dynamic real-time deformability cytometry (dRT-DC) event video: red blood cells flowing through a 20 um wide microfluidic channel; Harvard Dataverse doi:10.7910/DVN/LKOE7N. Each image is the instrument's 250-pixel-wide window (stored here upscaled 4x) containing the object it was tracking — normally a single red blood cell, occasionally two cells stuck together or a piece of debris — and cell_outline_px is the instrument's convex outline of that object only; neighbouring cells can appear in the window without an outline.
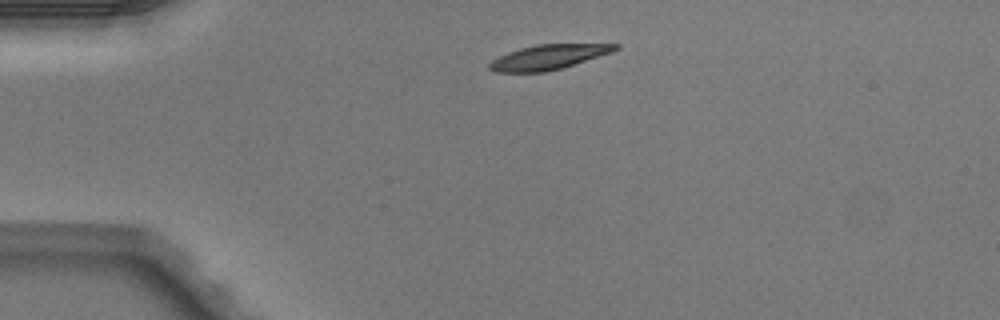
{"species": "Egyptian fruit bat (a non-hibernating species)", "species_latin": "Rousettus aegyptiacus", "temperature_condition": "warm", "stored_images_in_passage": 2, "camera_frame_rate_fps": 3000, "um_per_image_px": 0.085, "animal": {"sex": "male"}, "frame": {"image": 1, "passage_image": 1, "time_ms": 0.0, "image_size_px": [1000, 320], "cell_outline_px": [[620, 48], [612, 52], [560, 68], [544, 72], [496, 72], [488, 68], [488, 64], [492, 60], [508, 52], [520, 48], [536, 44], [620, 44]], "centroid_in_image_um": [46.59, 4.84], "position_along_channel_um": 38.4, "area_um2": 17.92}}